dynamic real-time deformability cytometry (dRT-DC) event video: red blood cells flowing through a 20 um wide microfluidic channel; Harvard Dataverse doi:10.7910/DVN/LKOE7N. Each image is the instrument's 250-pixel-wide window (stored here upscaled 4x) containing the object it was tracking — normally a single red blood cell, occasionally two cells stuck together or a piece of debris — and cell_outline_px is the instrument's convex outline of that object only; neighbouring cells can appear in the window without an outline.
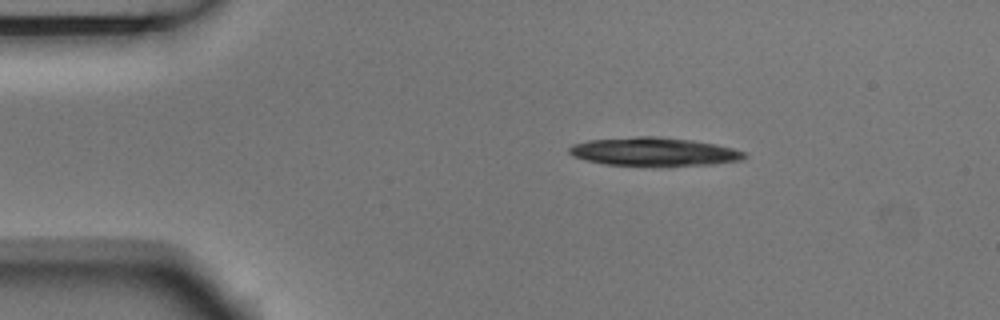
{"species": "Egyptian fruit bat (a non-hibernating species)", "species_latin": "Rousettus aegyptiacus", "temperature_condition": "room temperature", "stored_images_in_passage": 5, "camera_frame_rate_fps": 3000, "um_per_image_px": 0.085, "animal": {"sex": "male"}, "frame": {"image": 1, "passage_image": 2, "time_ms": 0.333, "image_size_px": [1000, 320], "cell_outline_px": [[748, 156], [744, 160], [712, 164], [604, 164], [584, 160], [572, 156], [568, 152], [568, 148], [572, 144], [588, 140], [636, 136], [660, 136], [692, 140], [716, 144], [748, 152]], "centroid_in_image_um": [55.59, 12.86], "position_along_channel_um": 29.4, "area_um2": 28.73}}